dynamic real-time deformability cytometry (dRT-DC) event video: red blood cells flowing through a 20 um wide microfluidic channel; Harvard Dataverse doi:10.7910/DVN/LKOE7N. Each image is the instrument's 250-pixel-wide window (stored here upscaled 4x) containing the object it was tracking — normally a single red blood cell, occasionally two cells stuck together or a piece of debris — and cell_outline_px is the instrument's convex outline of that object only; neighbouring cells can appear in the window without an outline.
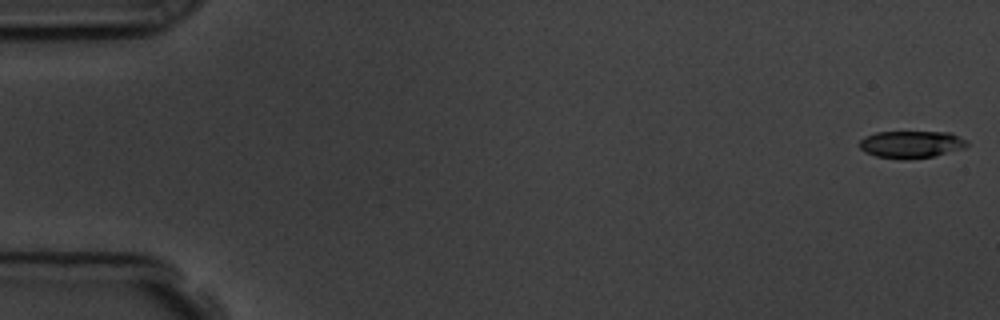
{"species": "common noctule bat (a hibernating species)", "species_latin": "Nyctalus noctula", "temperature_condition": "room temperature", "stored_images_in_passage": 13, "camera_frame_rate_fps": 3000, "um_per_image_px": 0.085, "animal": {"sex": "male", "body_mass_g": 19.5, "forearm_length_mm": 54.6}, "frame": {"image": 1, "passage_image": 1, "time_ms": 0.0, "image_size_px": [1000, 320], "cell_outline_px": [[968, 144], [964, 148], [936, 156], [908, 160], [900, 160], [876, 156], [864, 152], [860, 148], [860, 140], [876, 132], [952, 132], [964, 140]], "centroid_in_image_um": [77.45, 12.29], "position_along_channel_um": 7.5, "area_um2": 17.17}}